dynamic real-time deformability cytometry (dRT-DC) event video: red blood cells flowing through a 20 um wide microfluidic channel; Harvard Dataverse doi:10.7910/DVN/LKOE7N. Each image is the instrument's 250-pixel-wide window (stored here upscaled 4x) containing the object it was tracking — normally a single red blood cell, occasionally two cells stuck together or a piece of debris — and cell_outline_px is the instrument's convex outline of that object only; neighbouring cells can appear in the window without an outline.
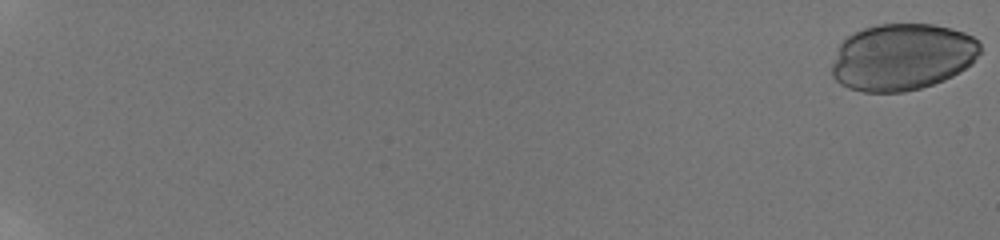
{"species": "human", "species_latin": "Homo sapiens", "temperature_condition": "room temperature", "stored_images_in_passage": 59, "camera_frame_rate_fps": 3000, "um_per_image_px": 0.085, "donor": {"sex": "male"}, "frame": {"image": 1, "passage_image": 1, "time_ms": 0.0, "image_size_px": [1000, 240], "cell_outline_px": [[980, 52], [972, 64], [960, 72], [944, 80], [920, 88], [904, 92], [864, 92], [848, 88], [840, 84], [832, 76], [832, 64], [840, 44], [848, 36], [864, 28], [876, 24], [936, 24], [952, 28], [964, 32], [980, 40]], "centroid_in_image_um": [76.71, 4.84], "position_along_channel_um": 8.3, "area_um2": 58.03}}
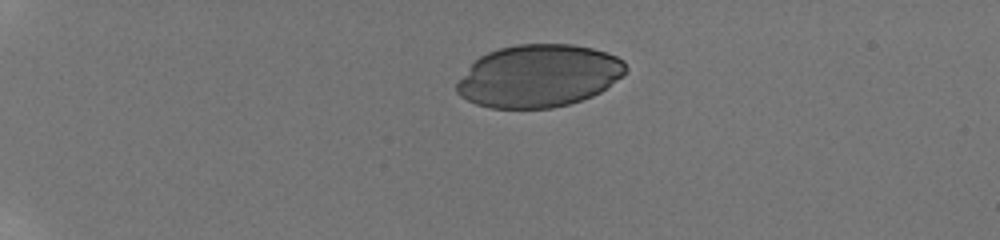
{"frame": {"image": 2, "passage_image": 17, "time_ms": 5.333, "image_size_px": [1000, 240], "cell_outline_px": [[628, 68], [624, 76], [600, 92], [592, 96], [568, 104], [552, 108], [492, 108], [476, 104], [460, 96], [456, 92], [456, 84], [468, 68], [480, 56], [488, 52], [500, 48], [516, 44], [572, 44], [592, 48], [616, 56], [624, 60]], "centroid_in_image_um": [45.81, 6.45], "position_along_channel_um": 39.2, "area_um2": 61.61}}